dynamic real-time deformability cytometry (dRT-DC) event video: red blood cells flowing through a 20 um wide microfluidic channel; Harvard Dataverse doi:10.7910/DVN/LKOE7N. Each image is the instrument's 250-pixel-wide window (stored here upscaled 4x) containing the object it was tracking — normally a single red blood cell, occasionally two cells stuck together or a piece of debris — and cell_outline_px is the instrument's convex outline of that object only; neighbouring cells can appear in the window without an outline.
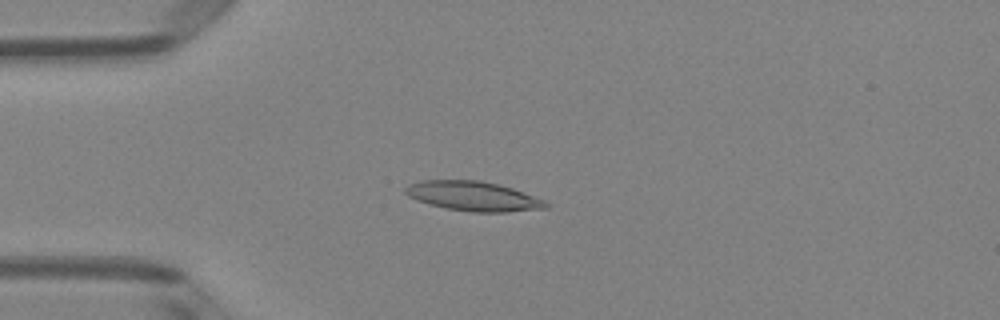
{"species": "Egyptian fruit bat (a non-hibernating species)", "species_latin": "Rousettus aegyptiacus", "temperature_condition": "room temperature", "stored_images_in_passage": 50, "camera_frame_rate_fps": 3000, "um_per_image_px": 0.085, "animal": {"sex": "female"}, "frame": {"image": 1, "passage_image": 13, "time_ms": 4.0, "image_size_px": [1000, 320], "cell_outline_px": [[548, 208], [504, 212], [472, 212], [444, 208], [416, 200], [408, 196], [404, 192], [404, 188], [408, 184], [420, 180], [480, 180], [500, 184], [512, 188], [544, 200], [548, 204]], "centroid_in_image_um": [40.18, 16.67], "position_along_channel_um": 44.8, "area_um2": 24.28}}
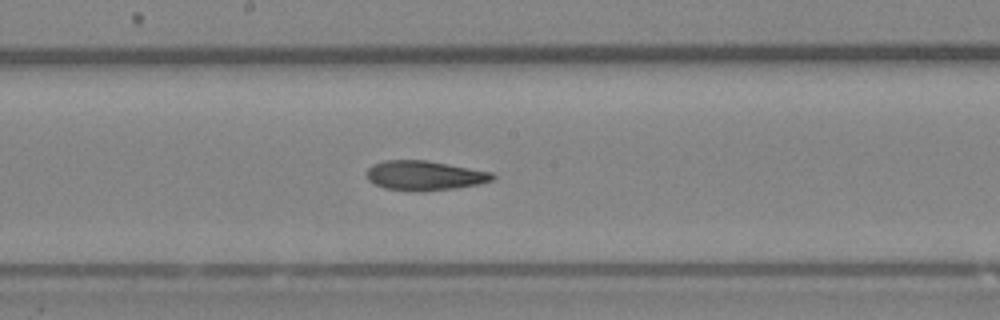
{"frame": {"image": 2, "passage_image": 27, "time_ms": 8.667, "image_size_px": [1000, 320], "cell_outline_px": [[496, 176], [492, 180], [480, 184], [424, 192], [416, 192], [384, 188], [368, 180], [364, 172], [372, 164], [384, 160], [428, 160], [492, 172]], "centroid_in_image_um": [36.05, 14.92], "position_along_channel_um": 212.1, "area_um2": 21.96}}
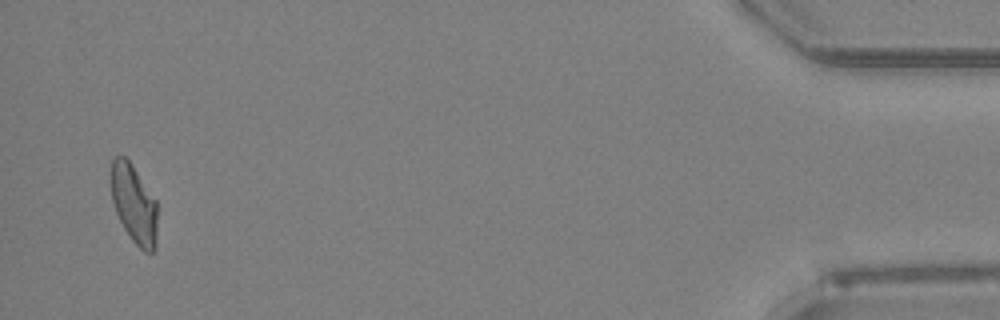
{"frame": {"image": 3, "passage_image": 49, "time_ms": 16.0, "image_size_px": [1000, 320], "cell_outline_px": [[156, 248], [152, 252], [144, 252], [132, 240], [124, 228], [116, 212], [112, 200], [108, 180], [112, 160], [116, 156], [124, 156], [132, 164], [156, 200]], "centroid_in_image_um": [11.35, 17.3], "position_along_channel_um": 423.9, "area_um2": 21.5}, "authors_computed_cell_mechanics": {"area_um2": 22.1374, "velocity_mm_per_s": 4.0191, "shape_relaxation_time_tau1_ms": 8.6774, "shape_relaxation_time_tau2_ms": 4.3288, "deformation_change_tau1": 0.2552, "deformation_change_tau2": 0.1289}}